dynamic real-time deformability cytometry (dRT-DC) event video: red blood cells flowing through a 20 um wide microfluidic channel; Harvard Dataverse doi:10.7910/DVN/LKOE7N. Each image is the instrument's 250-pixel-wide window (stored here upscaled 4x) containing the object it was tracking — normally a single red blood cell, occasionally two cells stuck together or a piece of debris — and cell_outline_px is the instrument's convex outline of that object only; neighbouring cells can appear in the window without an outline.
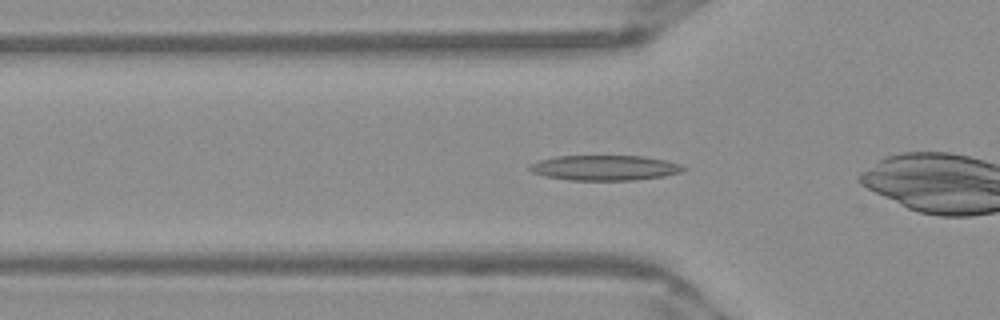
{"species": "Egyptian fruit bat (a non-hibernating species)", "species_latin": "Rousettus aegyptiacus", "temperature_condition": "warm", "stored_images_in_passage": 39, "camera_frame_rate_fps": 3000, "um_per_image_px": 0.085, "frame": {"image": 1, "passage_image": 4, "time_ms": 1.0, "image_size_px": [1000, 320], "cell_outline_px": [[688, 168], [680, 172], [664, 176], [636, 180], [568, 180], [544, 176], [532, 172], [528, 168], [532, 164], [540, 160], [556, 156], [644, 156], [664, 160], [680, 164]], "centroid_in_image_um": [51.41, 14.26], "position_along_channel_um": 74.4, "area_um2": 22.48}}
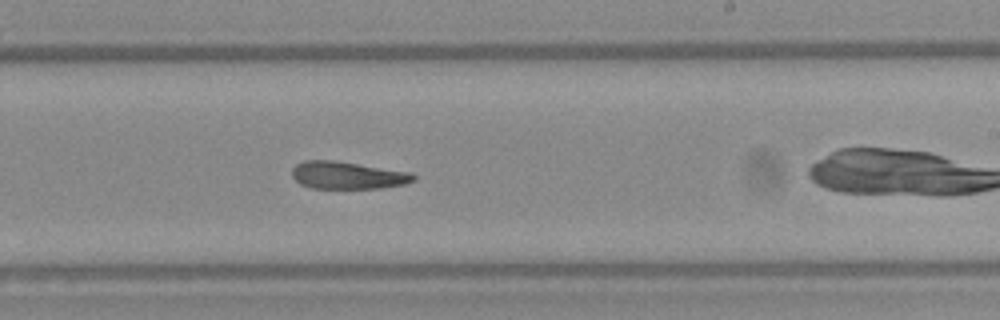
{"frame": {"image": 2, "passage_image": 18, "time_ms": 5.667, "image_size_px": [1000, 320], "cell_outline_px": [[416, 180], [404, 184], [380, 188], [312, 188], [300, 184], [292, 176], [292, 168], [296, 164], [304, 160], [332, 160], [408, 172], [416, 176]], "centroid_in_image_um": [29.5, 14.9], "position_along_channel_um": 259.5, "area_um2": 19.19}}
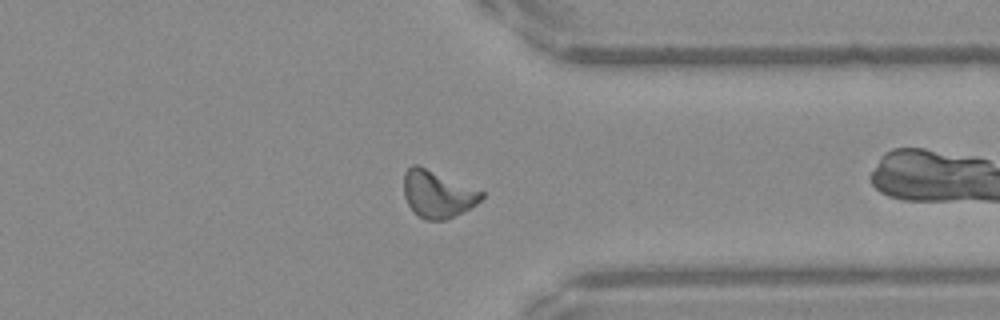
{"frame": {"image": 3, "passage_image": 27, "time_ms": 8.667, "image_size_px": [1000, 320], "cell_outline_px": [[484, 196], [476, 204], [444, 220], [424, 220], [408, 204], [404, 196], [404, 172], [412, 164], [416, 164], [484, 192]], "centroid_in_image_um": [37.16, 16.49], "position_along_channel_um": 374.2, "area_um2": 20.75}, "authors_computed_cell_mechanics": {"area_um2": 20.2878, "velocity_mm_per_s": 3.9396, "shape_relaxation_time_tau1_ms": null, "shape_relaxation_time_tau2_ms": 9.1659, "deformation_change_tau1": null, "deformation_change_tau2": 0.2259}}